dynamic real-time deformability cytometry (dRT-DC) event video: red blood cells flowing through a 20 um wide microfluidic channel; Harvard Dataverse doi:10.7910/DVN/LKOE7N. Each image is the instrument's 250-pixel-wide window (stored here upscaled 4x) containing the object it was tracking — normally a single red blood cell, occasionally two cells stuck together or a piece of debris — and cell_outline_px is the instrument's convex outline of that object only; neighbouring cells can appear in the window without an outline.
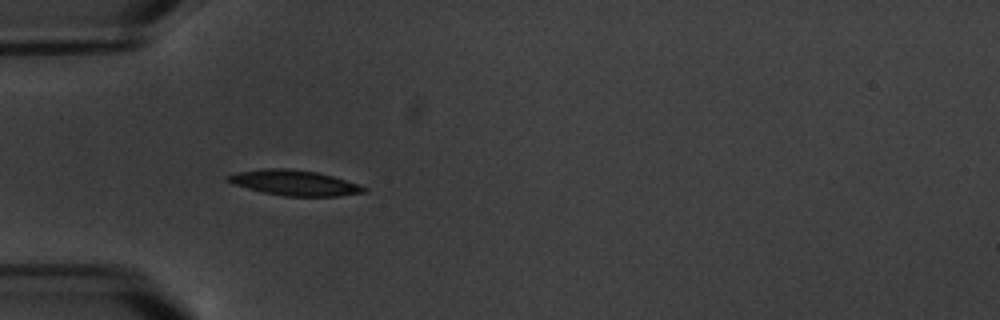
{"species": "common noctule bat (a hibernating species)", "species_latin": "Nyctalus noctula", "temperature_condition": "warm", "stored_images_in_passage": 5, "camera_frame_rate_fps": 3000, "um_per_image_px": 0.085, "animal": {"sex": "male", "body_mass_g": 20.1, "forearm_length_mm": 53.5}, "frame": {"image": 1, "passage_image": 4, "time_ms": 4.667, "image_size_px": [1000, 320], "cell_outline_px": [[368, 192], [336, 196], [284, 196], [264, 192], [232, 184], [224, 180], [224, 176], [236, 172], [264, 168], [288, 168], [316, 172], [332, 176], [368, 188]], "centroid_in_image_um": [24.96, 15.53], "position_along_channel_um": 60.0, "area_um2": 20.06}}